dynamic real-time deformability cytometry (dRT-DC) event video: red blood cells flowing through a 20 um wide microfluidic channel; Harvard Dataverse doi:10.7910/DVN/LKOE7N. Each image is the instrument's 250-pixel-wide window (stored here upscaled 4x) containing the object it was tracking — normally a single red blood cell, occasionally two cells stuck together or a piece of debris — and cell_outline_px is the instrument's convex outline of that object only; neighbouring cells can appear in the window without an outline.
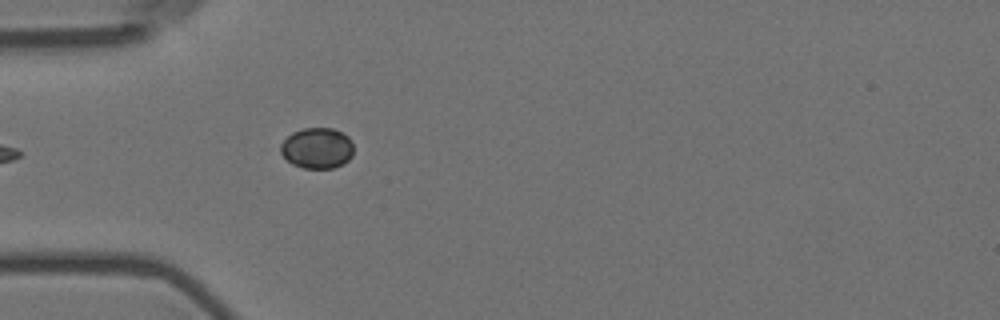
{"species": "Egyptian fruit bat (a non-hibernating species)", "species_latin": "Rousettus aegyptiacus", "temperature_condition": "room temperature", "stored_images_in_passage": 5, "camera_frame_rate_fps": 3000, "um_per_image_px": 0.085, "animal": {"sex": "female"}, "frame": {"image": 1, "passage_image": 5, "time_ms": 1.333, "image_size_px": [1000, 320], "cell_outline_px": [[352, 156], [344, 164], [332, 168], [304, 168], [292, 164], [280, 152], [280, 144], [292, 132], [304, 128], [332, 128], [348, 136], [352, 144]], "centroid_in_image_um": [26.95, 12.59], "position_along_channel_um": 58.1, "area_um2": 17.28}}